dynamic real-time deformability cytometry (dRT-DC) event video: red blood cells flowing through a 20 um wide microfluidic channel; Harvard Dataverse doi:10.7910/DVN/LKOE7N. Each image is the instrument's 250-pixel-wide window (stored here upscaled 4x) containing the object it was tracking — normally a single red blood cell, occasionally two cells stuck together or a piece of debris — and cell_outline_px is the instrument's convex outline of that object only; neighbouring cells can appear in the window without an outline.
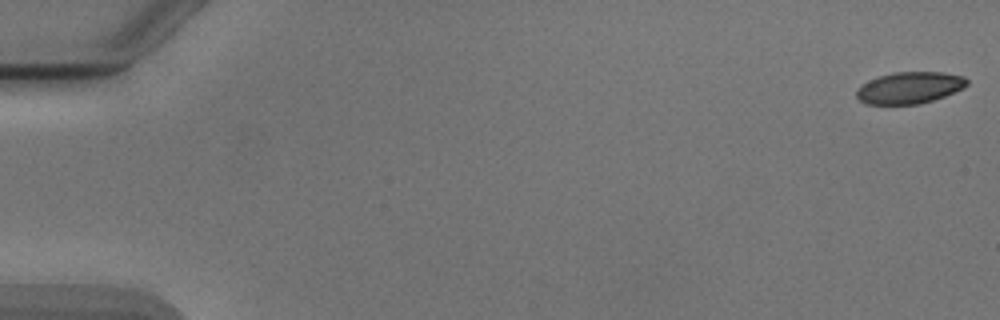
{"species": "Egyptian fruit bat (a non-hibernating species)", "species_latin": "Rousettus aegyptiacus", "temperature_condition": "cold", "stored_images_in_passage": 53, "camera_frame_rate_fps": 3000, "um_per_image_px": 0.085, "animal": {"sex": "male"}, "frame": {"image": 1, "passage_image": 1, "time_ms": 0.0, "image_size_px": [1000, 320], "cell_outline_px": [[968, 84], [944, 96], [920, 104], [864, 104], [856, 96], [856, 88], [880, 76], [892, 72], [944, 72], [964, 76], [968, 80]], "centroid_in_image_um": [77.3, 7.45], "position_along_channel_um": 7.7, "area_um2": 20.17}}
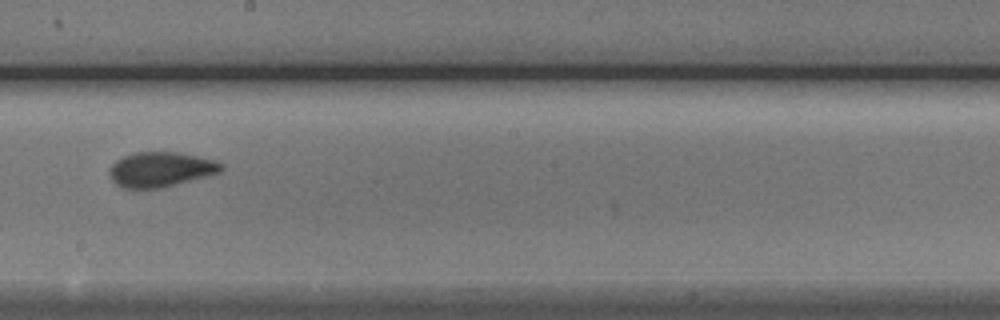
{"frame": {"image": 2, "passage_image": 31, "time_ms": 10.0, "image_size_px": [1000, 320], "cell_outline_px": [[224, 168], [220, 172], [160, 188], [124, 188], [116, 184], [112, 180], [108, 172], [108, 168], [116, 160], [124, 156], [136, 152], [180, 152], [216, 160], [224, 164]], "centroid_in_image_um": [13.65, 14.38], "position_along_channel_um": 234.6, "area_um2": 22.72}}
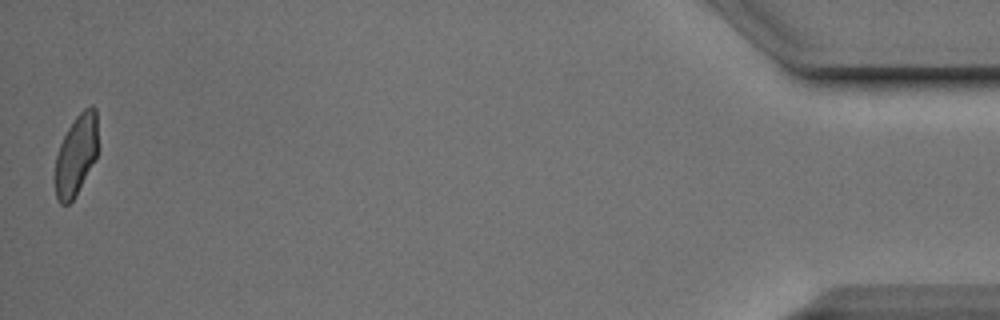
{"frame": {"image": 3, "passage_image": 53, "time_ms": 17.333, "image_size_px": [1000, 320], "cell_outline_px": [[96, 156], [76, 196], [68, 204], [60, 204], [56, 196], [56, 156], [60, 144], [68, 128], [76, 116], [84, 108], [92, 104], [96, 108]], "centroid_in_image_um": [6.46, 13.17], "position_along_channel_um": 428.7, "area_um2": 19.65}, "authors_computed_cell_mechanics": {"area_um2": 21.675, "velocity_mm_per_s": 3.8842, "shape_relaxation_time_tau1_ms": 5.4147, "shape_relaxation_time_tau2_ms": 1.2274, "deformation_change_tau1": 0.1508, "deformation_change_tau2": 0.0638}}